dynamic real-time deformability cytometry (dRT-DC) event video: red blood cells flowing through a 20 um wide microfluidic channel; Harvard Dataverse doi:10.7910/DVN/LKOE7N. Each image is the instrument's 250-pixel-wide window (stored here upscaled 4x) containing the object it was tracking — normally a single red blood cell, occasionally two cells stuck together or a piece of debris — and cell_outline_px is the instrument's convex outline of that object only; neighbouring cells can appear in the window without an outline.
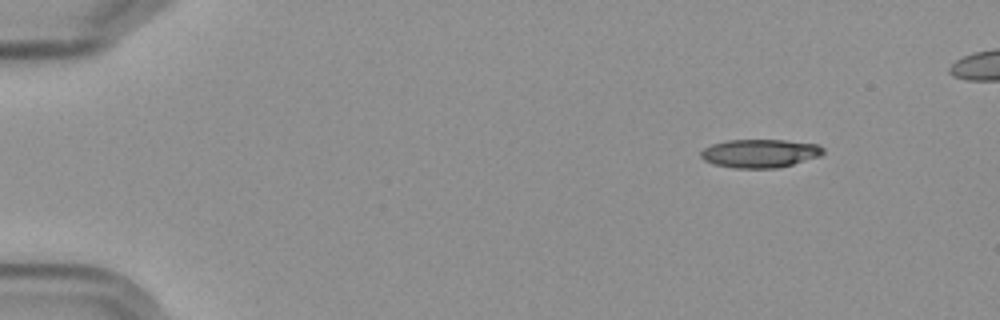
{"species": "Egyptian fruit bat (a non-hibernating species)", "species_latin": "Rousettus aegyptiacus", "temperature_condition": "cold", "stored_images_in_passage": 5, "camera_frame_rate_fps": 3000, "um_per_image_px": 0.085, "frame": {"image": 1, "passage_image": 1, "time_ms": 0.0, "image_size_px": [1000, 320], "cell_outline_px": [[824, 152], [820, 156], [792, 164], [776, 168], [736, 168], [716, 164], [704, 160], [700, 156], [700, 152], [704, 148], [712, 144], [724, 140], [784, 140], [820, 144], [824, 148]], "centroid_in_image_um": [64.61, 13.02], "position_along_channel_um": 20.4, "area_um2": 20.23}}